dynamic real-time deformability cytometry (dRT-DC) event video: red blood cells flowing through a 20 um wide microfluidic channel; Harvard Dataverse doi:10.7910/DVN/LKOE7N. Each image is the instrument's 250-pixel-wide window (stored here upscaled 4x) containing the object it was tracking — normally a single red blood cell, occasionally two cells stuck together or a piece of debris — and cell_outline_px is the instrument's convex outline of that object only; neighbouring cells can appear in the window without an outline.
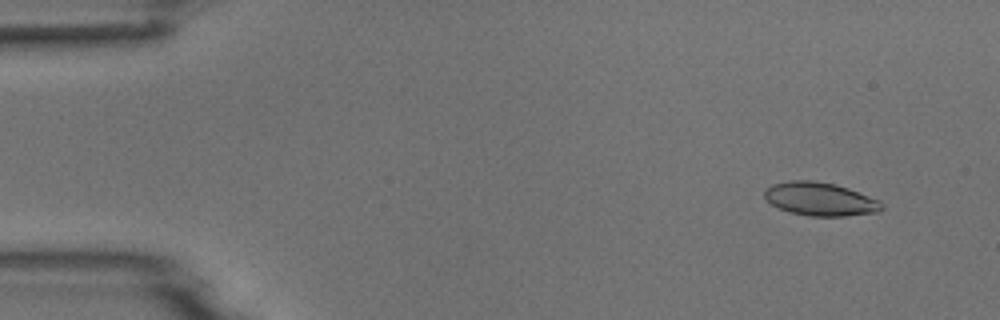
{"species": "common noctule bat (a hibernating species)", "species_latin": "Nyctalus noctula", "temperature_condition": "room temperature", "stored_images_in_passage": 5, "camera_frame_rate_fps": 3000, "um_per_image_px": 0.085, "animal": {"sex": "male", "body_mass_g": 18.8}, "frame": {"image": 1, "passage_image": 2, "time_ms": 1.333, "image_size_px": [1000, 320], "cell_outline_px": [[884, 208], [880, 212], [844, 216], [808, 216], [788, 212], [772, 204], [764, 196], [764, 192], [772, 184], [788, 180], [812, 180], [836, 184], [848, 188], [880, 200], [884, 204]], "centroid_in_image_um": [69.75, 16.92], "position_along_channel_um": 15.3, "area_um2": 22.95}}
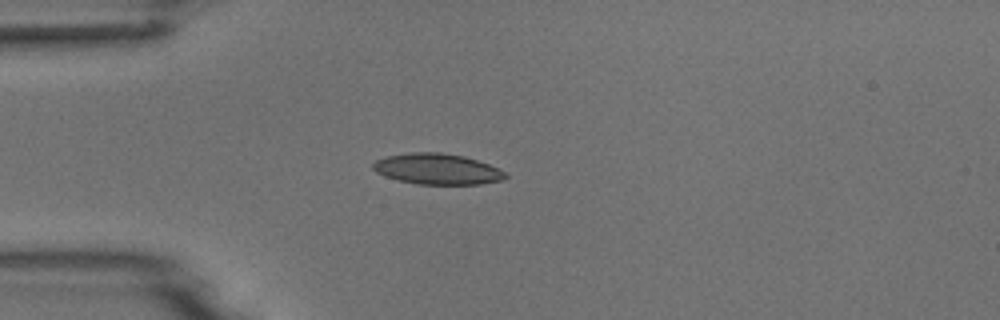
{"frame": {"image": 2, "passage_image": 5, "time_ms": 4.667, "image_size_px": [1000, 320], "cell_outline_px": [[508, 176], [504, 180], [480, 184], [416, 184], [384, 176], [376, 172], [372, 168], [372, 164], [376, 160], [388, 156], [412, 152], [440, 152], [464, 156], [500, 168], [508, 172]], "centroid_in_image_um": [37.21, 14.37], "position_along_channel_um": 47.8, "area_um2": 23.87}}